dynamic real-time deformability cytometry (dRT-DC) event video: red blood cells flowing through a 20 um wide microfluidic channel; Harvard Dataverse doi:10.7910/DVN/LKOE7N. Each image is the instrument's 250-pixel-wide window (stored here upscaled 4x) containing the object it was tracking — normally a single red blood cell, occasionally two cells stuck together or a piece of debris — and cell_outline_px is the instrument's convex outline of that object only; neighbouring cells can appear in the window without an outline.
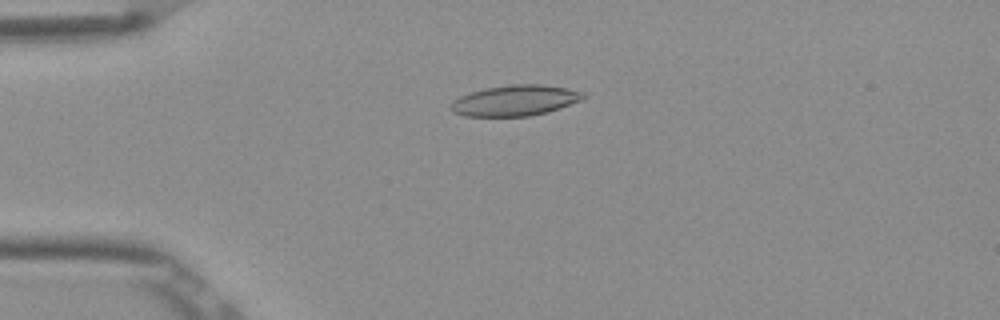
{"species": "Egyptian fruit bat (a non-hibernating species)", "species_latin": "Rousettus aegyptiacus", "temperature_condition": "room temperature", "stored_images_in_passage": 5, "camera_frame_rate_fps": 3000, "um_per_image_px": 0.085, "frame": {"image": 1, "passage_image": 4, "time_ms": 1.0, "image_size_px": [1000, 320], "cell_outline_px": [[588, 96], [580, 100], [548, 112], [528, 116], [464, 116], [452, 112], [448, 108], [452, 100], [460, 96], [472, 92], [488, 88], [512, 84], [544, 84], [568, 88], [584, 92]], "centroid_in_image_um": [43.77, 8.54], "position_along_channel_um": 41.2, "area_um2": 23.76}}